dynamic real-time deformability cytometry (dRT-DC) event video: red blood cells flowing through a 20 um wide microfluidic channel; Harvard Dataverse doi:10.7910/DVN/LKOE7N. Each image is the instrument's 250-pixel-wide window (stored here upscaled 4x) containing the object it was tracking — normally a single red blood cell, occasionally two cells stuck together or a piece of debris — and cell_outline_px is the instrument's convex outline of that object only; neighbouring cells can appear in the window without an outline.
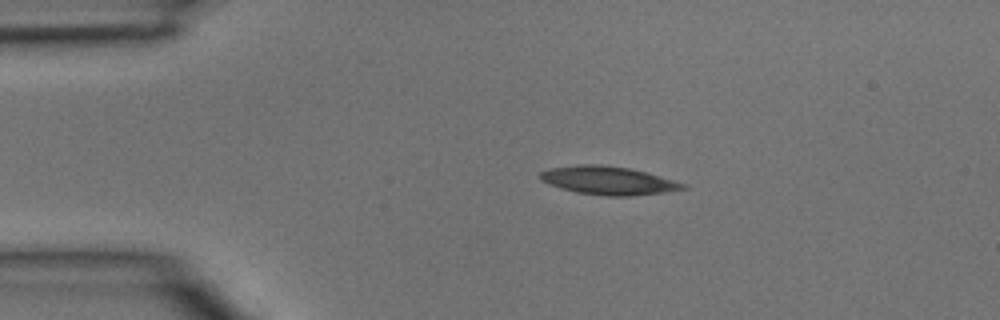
{"species": "common noctule bat (a hibernating species)", "species_latin": "Nyctalus noctula", "temperature_condition": "room temperature", "stored_images_in_passage": 2, "camera_frame_rate_fps": 3000, "um_per_image_px": 0.085, "animal": {"sex": "male", "body_mass_g": 15.6}, "frame": {"image": 1, "passage_image": 1, "time_ms": 0.0, "image_size_px": [1000, 320], "cell_outline_px": [[688, 188], [664, 192], [628, 196], [604, 196], [576, 192], [560, 188], [548, 184], [540, 180], [540, 172], [548, 168], [580, 164], [600, 164], [628, 168], [644, 172], [688, 184]], "centroid_in_image_um": [51.66, 15.34], "position_along_channel_um": 33.3, "area_um2": 23.52}}